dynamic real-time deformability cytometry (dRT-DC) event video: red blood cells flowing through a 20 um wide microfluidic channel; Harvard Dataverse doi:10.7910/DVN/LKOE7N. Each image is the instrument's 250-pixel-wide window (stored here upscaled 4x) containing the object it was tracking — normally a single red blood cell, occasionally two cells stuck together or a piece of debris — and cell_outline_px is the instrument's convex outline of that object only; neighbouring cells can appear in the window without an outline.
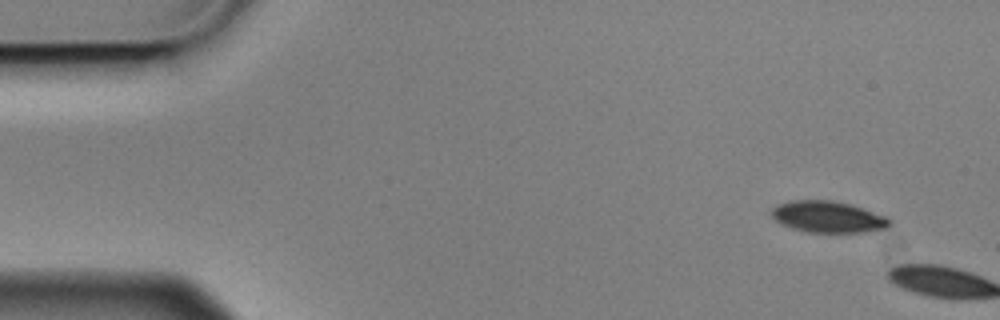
{"species": "Egyptian fruit bat (a non-hibernating species)", "species_latin": "Rousettus aegyptiacus", "temperature_condition": "cold", "stored_images_in_passage": 2, "camera_frame_rate_fps": 3000, "um_per_image_px": 0.085, "animal": {"sex": "male"}, "frame": {"image": 1, "passage_image": 1, "time_ms": 0.0, "image_size_px": [1000, 320], "cell_outline_px": [[892, 224], [888, 228], [864, 232], [804, 232], [780, 224], [772, 216], [772, 208], [780, 204], [792, 200], [832, 200], [864, 208], [888, 216], [892, 220]], "centroid_in_image_um": [70.43, 18.44], "position_along_channel_um": 14.6, "area_um2": 21.79}}